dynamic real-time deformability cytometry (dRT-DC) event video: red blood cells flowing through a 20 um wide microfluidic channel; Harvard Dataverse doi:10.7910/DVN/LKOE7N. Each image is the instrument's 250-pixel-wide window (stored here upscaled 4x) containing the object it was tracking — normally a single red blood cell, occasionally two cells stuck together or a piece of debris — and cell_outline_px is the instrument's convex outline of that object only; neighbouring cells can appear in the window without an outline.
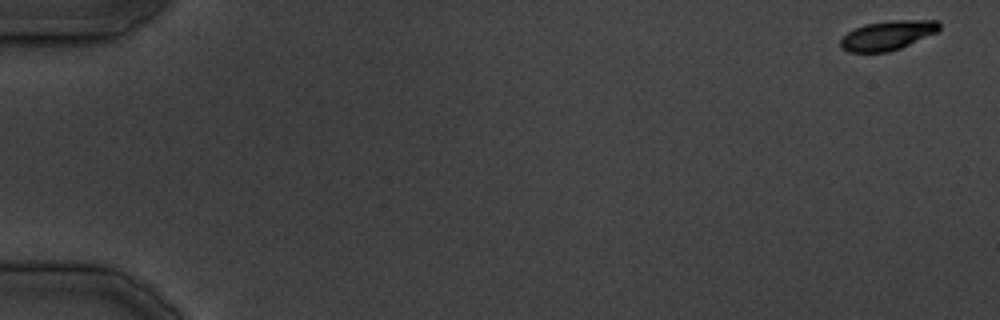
{"species": "common noctule bat (a hibernating species)", "species_latin": "Nyctalus noctula", "temperature_condition": "cold", "stored_images_in_passage": 17, "camera_frame_rate_fps": 3000, "um_per_image_px": 0.085, "animal": {"sex": "male", "body_mass_g": 19.5, "forearm_length_mm": 54.6}, "frame": {"image": 1, "passage_image": 1, "time_ms": 0.0, "image_size_px": [1000, 320], "cell_outline_px": [[940, 28], [936, 32], [900, 48], [888, 52], [848, 52], [840, 48], [840, 40], [848, 32], [864, 24], [892, 20], [936, 20], [940, 24]], "centroid_in_image_um": [75.41, 3.0], "position_along_channel_um": 9.6, "area_um2": 16.76}}
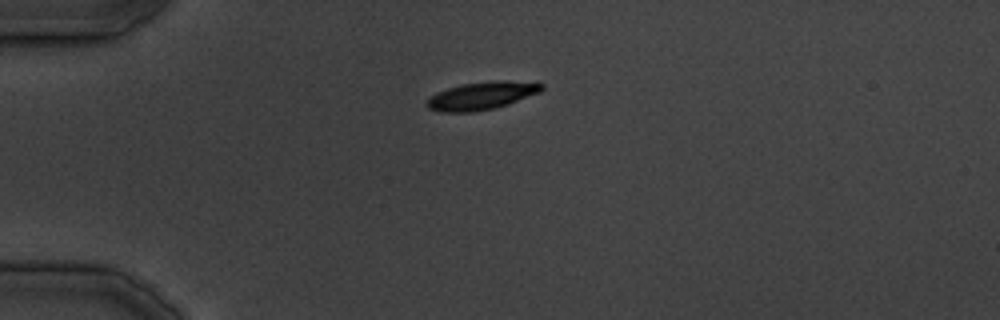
{"frame": {"image": 2, "passage_image": 10, "time_ms": 11.0, "image_size_px": [1000, 320], "cell_outline_px": [[544, 88], [540, 92], [508, 104], [496, 108], [472, 112], [440, 112], [428, 108], [424, 104], [428, 96], [436, 92], [460, 84], [496, 80], [500, 80], [544, 84]], "centroid_in_image_um": [40.87, 8.14], "position_along_channel_um": 44.1, "area_um2": 18.73}}